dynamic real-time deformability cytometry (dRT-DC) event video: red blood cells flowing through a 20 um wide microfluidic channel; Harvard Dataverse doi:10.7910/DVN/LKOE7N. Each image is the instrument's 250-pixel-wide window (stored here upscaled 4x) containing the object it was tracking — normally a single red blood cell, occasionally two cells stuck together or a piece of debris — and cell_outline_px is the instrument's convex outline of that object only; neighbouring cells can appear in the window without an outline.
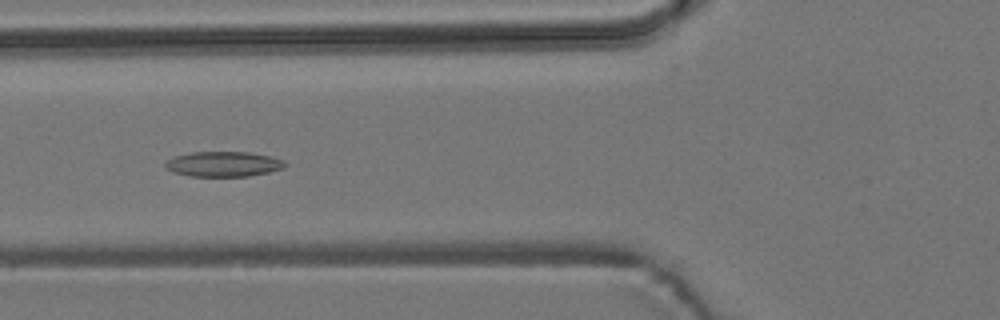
{"species": "common noctule bat (a hibernating species)", "species_latin": "Nyctalus noctula", "temperature_condition": "room temperature", "stored_images_in_passage": 4, "camera_frame_rate_fps": 3000, "um_per_image_px": 0.085, "animal": {"sex": "male", "body_mass_g": 19.2, "forearm_length_mm": 51.8}, "frame": {"image": 1, "passage_image": 2, "time_ms": 1.0, "image_size_px": [1000, 320], "cell_outline_px": [[288, 164], [284, 168], [268, 172], [248, 176], [188, 176], [172, 172], [164, 164], [172, 156], [192, 152], [248, 152], [272, 156], [284, 160]], "centroid_in_image_um": [19.01, 13.94], "position_along_channel_um": 106.8, "area_um2": 17.63}}
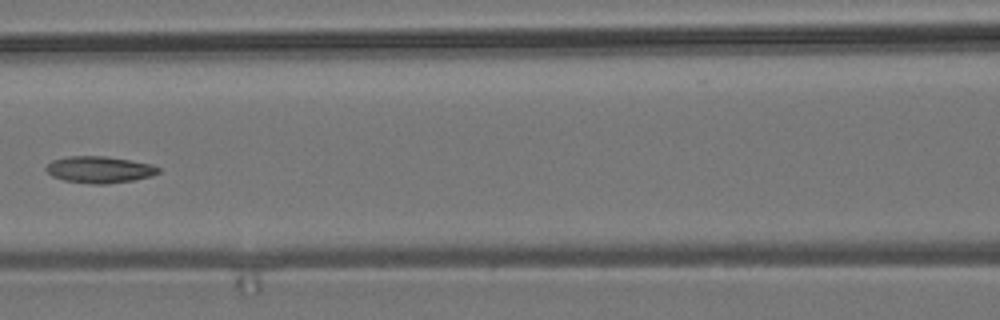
{"frame": {"image": 2, "passage_image": 3, "time_ms": 2.333, "image_size_px": [1000, 320], "cell_outline_px": [[160, 172], [152, 176], [132, 180], [108, 184], [92, 184], [64, 180], [52, 176], [44, 168], [52, 160], [72, 156], [104, 156], [152, 164], [160, 168]], "centroid_in_image_um": [8.46, 14.42], "position_along_channel_um": 158.1, "area_um2": 17.34}}
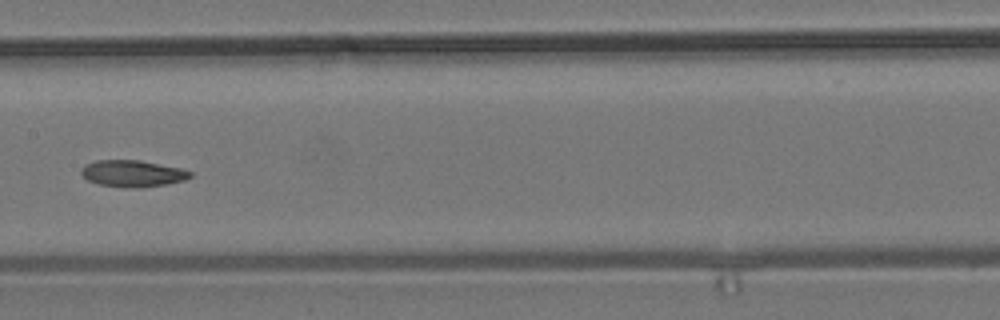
{"frame": {"image": 3, "passage_image": 4, "time_ms": 3.333, "image_size_px": [1000, 320], "cell_outline_px": [[192, 176], [184, 180], [168, 184], [140, 188], [124, 188], [100, 184], [88, 180], [80, 172], [80, 168], [84, 164], [96, 160], [140, 160], [180, 168], [192, 172]], "centroid_in_image_um": [11.26, 14.75], "position_along_channel_um": 196.1, "area_um2": 17.05}}